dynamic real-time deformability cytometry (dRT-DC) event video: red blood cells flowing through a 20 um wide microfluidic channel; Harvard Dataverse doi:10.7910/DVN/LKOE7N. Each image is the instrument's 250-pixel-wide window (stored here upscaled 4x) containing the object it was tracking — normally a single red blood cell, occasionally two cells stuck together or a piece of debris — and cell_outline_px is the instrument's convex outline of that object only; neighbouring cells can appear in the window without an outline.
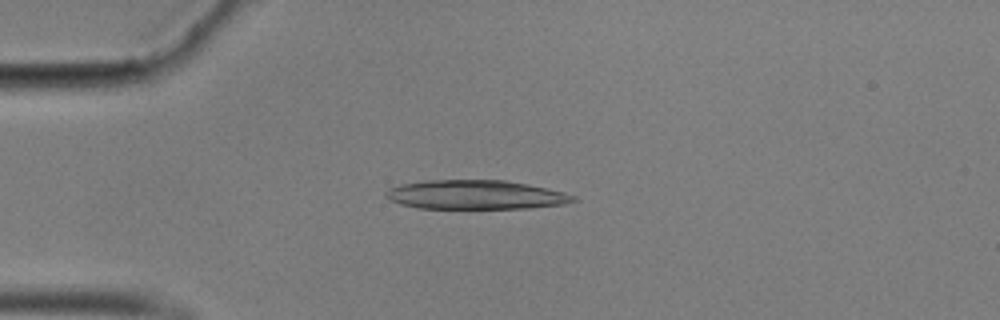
{"species": "common noctule bat (a hibernating species)", "species_latin": "Nyctalus noctula", "temperature_condition": "cold", "stored_images_in_passage": 56, "camera_frame_rate_fps": 3000, "um_per_image_px": 0.085, "animal": {"sex": "male", "body_mass_g": 17.9}, "frame": {"image": 1, "passage_image": 14, "time_ms": 4.333, "image_size_px": [1000, 320], "cell_outline_px": [[580, 200], [564, 204], [532, 208], [420, 208], [400, 204], [388, 200], [384, 196], [384, 192], [388, 188], [400, 184], [428, 180], [504, 180], [528, 184], [564, 192], [576, 196]], "centroid_in_image_um": [40.42, 16.55], "position_along_channel_um": 44.6, "area_um2": 32.02}}